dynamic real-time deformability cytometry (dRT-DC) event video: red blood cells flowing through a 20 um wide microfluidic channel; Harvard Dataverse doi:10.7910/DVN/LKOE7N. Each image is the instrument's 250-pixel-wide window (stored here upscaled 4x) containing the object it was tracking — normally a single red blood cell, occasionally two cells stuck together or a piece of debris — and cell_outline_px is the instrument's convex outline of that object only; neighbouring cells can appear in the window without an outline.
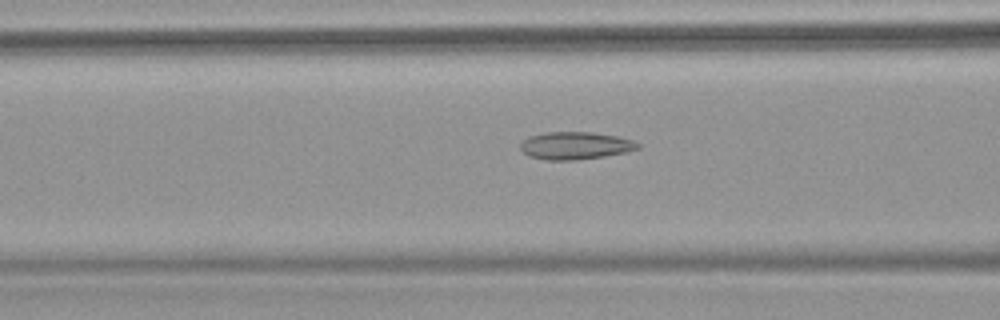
{"species": "common noctule bat (a hibernating species)", "species_latin": "Nyctalus noctula", "temperature_condition": "warm", "stored_images_in_passage": 56, "camera_frame_rate_fps": 3000, "um_per_image_px": 0.085, "animal": {"sex": "female", "body_mass_g": 18.4}, "frame": {"image": 1, "passage_image": 19, "time_ms": 6.0, "image_size_px": [1000, 320], "cell_outline_px": [[640, 148], [628, 152], [604, 156], [576, 160], [544, 160], [528, 156], [520, 148], [520, 144], [528, 136], [544, 132], [592, 132], [616, 136], [632, 140], [640, 144]], "centroid_in_image_um": [48.89, 12.38], "position_along_channel_um": 117.7, "area_um2": 18.96}}
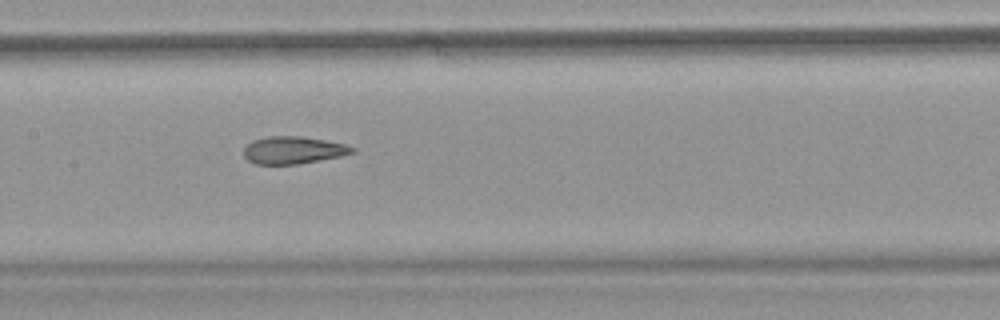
{"frame": {"image": 2, "passage_image": 25, "time_ms": 8.0, "image_size_px": [1000, 320], "cell_outline_px": [[356, 152], [340, 156], [296, 164], [256, 164], [248, 160], [244, 156], [244, 148], [252, 140], [268, 136], [300, 136], [324, 140], [344, 144], [356, 148]], "centroid_in_image_um": [24.91, 12.75], "position_along_channel_um": 182.5, "area_um2": 17.17}}
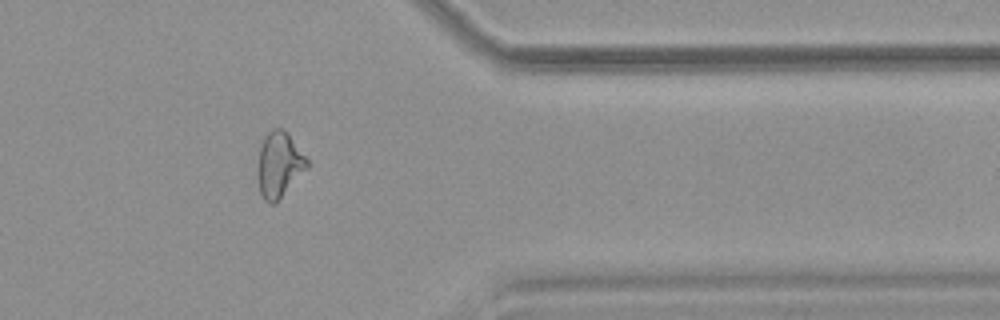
{"frame": {"image": 3, "passage_image": 45, "time_ms": 14.667, "image_size_px": [1000, 320], "cell_outline_px": [[308, 168], [276, 204], [272, 204], [264, 200], [260, 192], [256, 176], [256, 172], [260, 148], [264, 136], [272, 128], [284, 128], [288, 132], [308, 160]], "centroid_in_image_um": [23.71, 14.01], "position_along_channel_um": 387.7, "area_um2": 19.25}}